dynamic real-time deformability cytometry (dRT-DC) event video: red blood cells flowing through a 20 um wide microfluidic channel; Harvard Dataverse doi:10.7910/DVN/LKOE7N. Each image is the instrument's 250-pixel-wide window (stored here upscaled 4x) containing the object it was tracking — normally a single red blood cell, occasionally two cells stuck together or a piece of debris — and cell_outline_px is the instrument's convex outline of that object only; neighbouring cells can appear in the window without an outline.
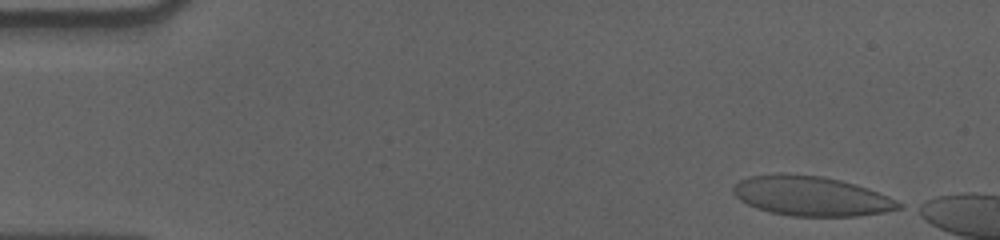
{"species": "human", "species_latin": "Homo sapiens", "temperature_condition": "cold", "stored_images_in_passage": 7, "camera_frame_rate_fps": 3000, "um_per_image_px": 0.085, "donor": {"sex": "male"}, "frame": {"image": 1, "passage_image": 1, "time_ms": 0.0, "image_size_px": [1000, 240], "cell_outline_px": [[904, 208], [884, 212], [856, 216], [792, 216], [772, 212], [756, 208], [740, 200], [732, 192], [732, 188], [740, 180], [748, 176], [780, 172], [824, 176], [856, 184], [868, 188], [888, 196], [904, 204]], "centroid_in_image_um": [68.96, 16.65], "position_along_channel_um": 16.0, "area_um2": 38.55}}